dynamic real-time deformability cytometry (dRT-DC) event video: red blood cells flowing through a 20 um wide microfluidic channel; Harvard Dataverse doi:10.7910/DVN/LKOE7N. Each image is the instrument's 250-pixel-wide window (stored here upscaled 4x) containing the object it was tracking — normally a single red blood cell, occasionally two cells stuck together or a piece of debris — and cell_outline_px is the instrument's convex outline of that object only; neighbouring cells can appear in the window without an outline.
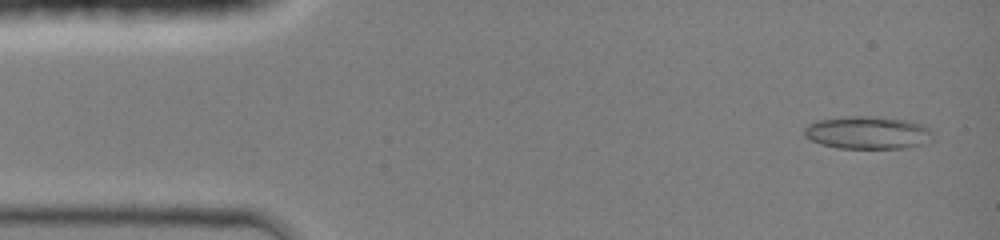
{"species": "common noctule bat (a hibernating species)", "species_latin": "Nyctalus noctula", "temperature_condition": "room temperature", "stored_images_in_passage": 44, "camera_frame_rate_fps": 3000, "um_per_image_px": 0.085, "animal": {"sex": "female", "body_mass_g": 19.0, "forearm_length_mm": 51.5}, "frame": {"image": 1, "passage_image": 2, "time_ms": 0.333, "image_size_px": [1000, 240], "cell_outline_px": [[932, 140], [924, 144], [908, 148], [836, 148], [820, 144], [804, 136], [804, 128], [808, 124], [816, 120], [856, 116], [876, 116], [908, 120], [924, 124], [932, 132]], "centroid_in_image_um": [73.78, 11.28], "position_along_channel_um": 11.2, "area_um2": 24.8}}
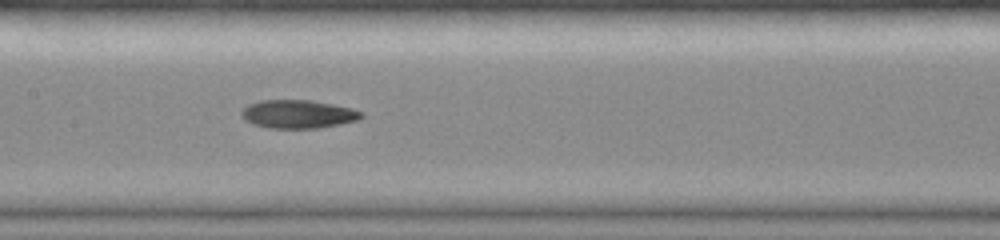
{"frame": {"image": 2, "passage_image": 21, "time_ms": 6.667, "image_size_px": [1000, 240], "cell_outline_px": [[364, 116], [360, 120], [340, 124], [316, 128], [268, 128], [252, 124], [244, 120], [240, 116], [240, 112], [248, 104], [260, 100], [312, 100], [352, 108], [364, 112]], "centroid_in_image_um": [25.33, 9.7], "position_along_channel_um": 182.1, "area_um2": 20.06}}
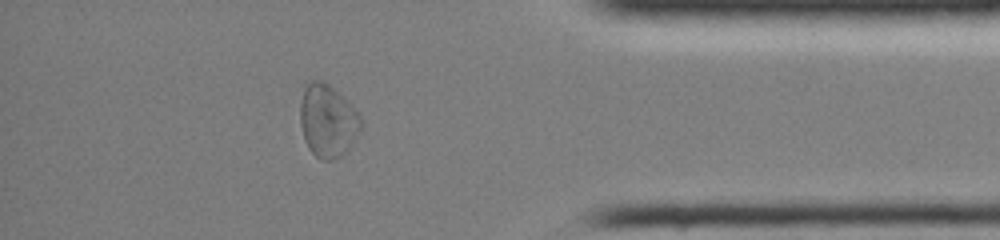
{"frame": {"image": 3, "passage_image": 38, "time_ms": 12.333, "image_size_px": [1000, 240], "cell_outline_px": [[364, 124], [360, 132], [348, 152], [332, 160], [320, 160], [308, 148], [304, 140], [300, 124], [300, 104], [304, 88], [312, 80], [320, 80], [328, 84], [344, 96], [356, 108], [364, 120]], "centroid_in_image_um": [27.9, 10.29], "position_along_channel_um": 407.3, "area_um2": 26.41}, "authors_computed_cell_mechanics": {"area_um2": 21.1837, "velocity_mm_per_s": 4.277, "shape_relaxation_time_tau1_ms": null, "shape_relaxation_time_tau2_ms": 9.604, "deformation_change_tau1": null, "deformation_change_tau2": 0.1853}}